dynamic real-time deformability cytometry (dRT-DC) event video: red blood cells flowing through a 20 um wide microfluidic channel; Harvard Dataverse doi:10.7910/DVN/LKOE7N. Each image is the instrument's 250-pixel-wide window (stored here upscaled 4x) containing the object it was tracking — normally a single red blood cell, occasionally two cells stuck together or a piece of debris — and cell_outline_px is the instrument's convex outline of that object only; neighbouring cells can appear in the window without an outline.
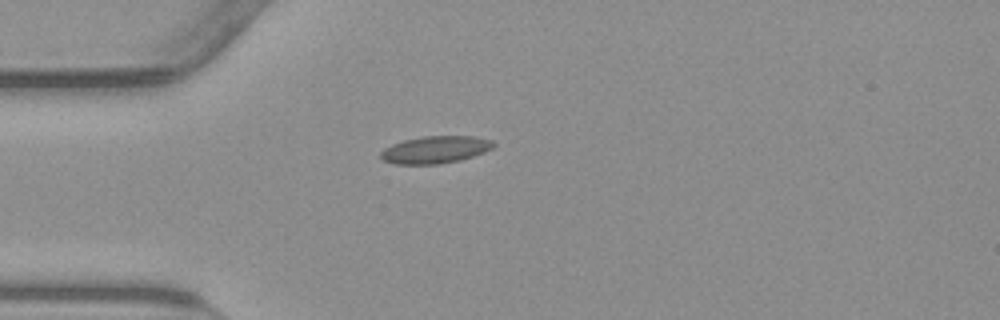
{"species": "common noctule bat (a hibernating species)", "species_latin": "Nyctalus noctula", "temperature_condition": "warm", "stored_images_in_passage": 41, "camera_frame_rate_fps": 3000, "um_per_image_px": 0.085, "animal": {"sex": "male", "body_mass_g": 23.1, "forearm_length_mm": 52.7}, "frame": {"image": 1, "passage_image": 2, "time_ms": 0.333, "image_size_px": [1000, 320], "cell_outline_px": [[496, 144], [492, 148], [484, 152], [460, 160], [440, 164], [392, 164], [384, 160], [380, 156], [380, 152], [384, 148], [392, 144], [404, 140], [424, 136], [472, 136], [492, 140]], "centroid_in_image_um": [36.99, 12.72], "position_along_channel_um": 48.0, "area_um2": 17.92}}
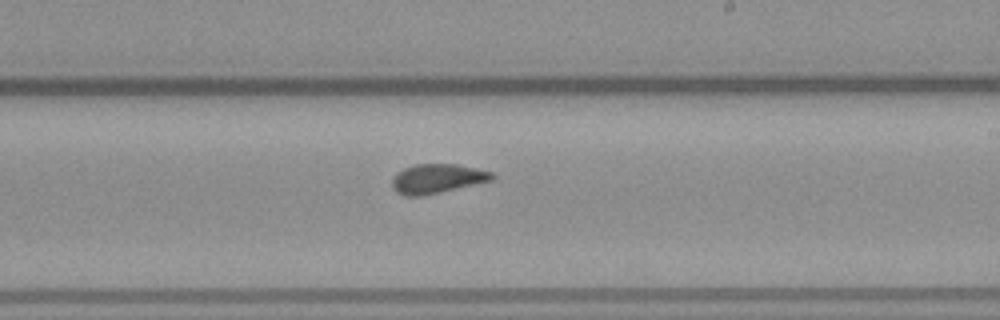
{"frame": {"image": 2, "passage_image": 19, "time_ms": 6.0, "image_size_px": [1000, 320], "cell_outline_px": [[496, 176], [492, 180], [424, 196], [404, 196], [396, 192], [392, 188], [392, 180], [396, 172], [404, 168], [416, 164], [456, 164], [492, 172]], "centroid_in_image_um": [37.12, 15.19], "position_along_channel_um": 251.9, "area_um2": 17.11}}
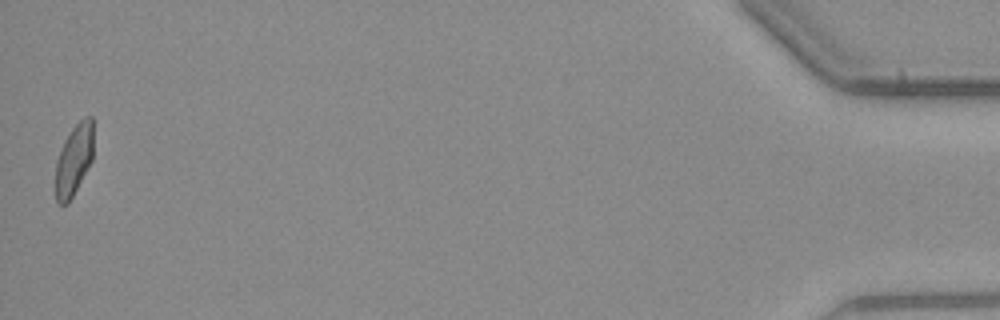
{"frame": {"image": 3, "passage_image": 41, "time_ms": 13.333, "image_size_px": [1000, 320], "cell_outline_px": [[92, 160], [68, 204], [60, 204], [56, 200], [56, 160], [64, 140], [72, 128], [84, 116], [92, 116]], "centroid_in_image_um": [6.27, 13.57], "position_along_channel_um": 428.9, "area_um2": 15.49}, "authors_computed_cell_mechanics": {"area_um2": 16.9354, "velocity_mm_per_s": 3.8174, "shape_relaxation_time_tau1_ms": null, "shape_relaxation_time_tau2_ms": 1.1346, "deformation_change_tau1": null, "deformation_change_tau2": 0.0796}}